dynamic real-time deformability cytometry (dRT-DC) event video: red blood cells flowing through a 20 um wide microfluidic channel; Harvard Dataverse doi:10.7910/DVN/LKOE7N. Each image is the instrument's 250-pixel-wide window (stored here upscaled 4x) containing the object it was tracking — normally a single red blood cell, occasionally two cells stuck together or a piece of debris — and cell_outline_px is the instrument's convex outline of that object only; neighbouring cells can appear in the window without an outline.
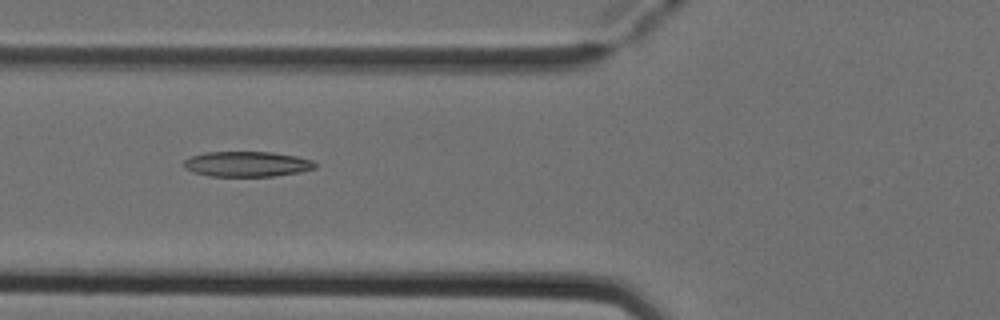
{"species": "Egyptian fruit bat (a non-hibernating species)", "species_latin": "Rousettus aegyptiacus", "temperature_condition": "cold", "stored_images_in_passage": 7, "camera_frame_rate_fps": 3000, "um_per_image_px": 0.085, "animal": {"sex": "female"}, "frame": {"image": 1, "passage_image": 5, "time_ms": 1.333, "image_size_px": [1000, 320], "cell_outline_px": [[316, 168], [300, 172], [272, 176], [208, 176], [192, 172], [184, 168], [184, 160], [192, 156], [204, 152], [272, 152], [296, 156], [312, 160], [316, 164]], "centroid_in_image_um": [20.98, 13.94], "position_along_channel_um": 104.8, "area_um2": 19.36}}
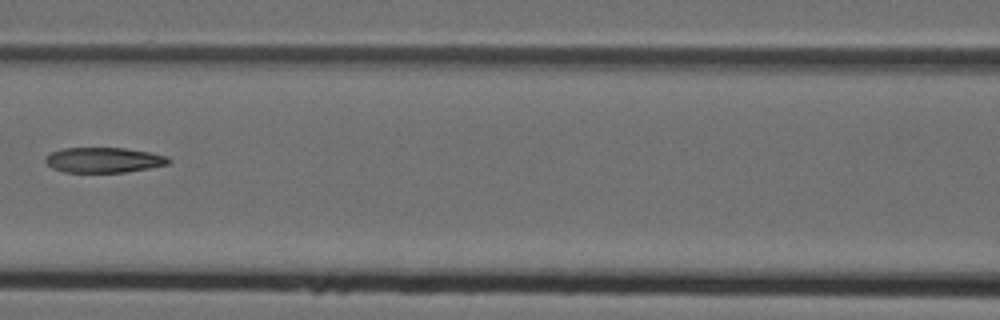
{"frame": {"image": 2, "passage_image": 6, "time_ms": 1.667, "image_size_px": [1000, 320], "cell_outline_px": [[172, 160], [168, 164], [148, 168], [124, 172], [64, 172], [52, 168], [44, 160], [44, 156], [60, 148], [124, 148], [148, 152], [168, 156]], "centroid_in_image_um": [8.79, 13.59], "position_along_channel_um": 157.8, "area_um2": 18.09}}
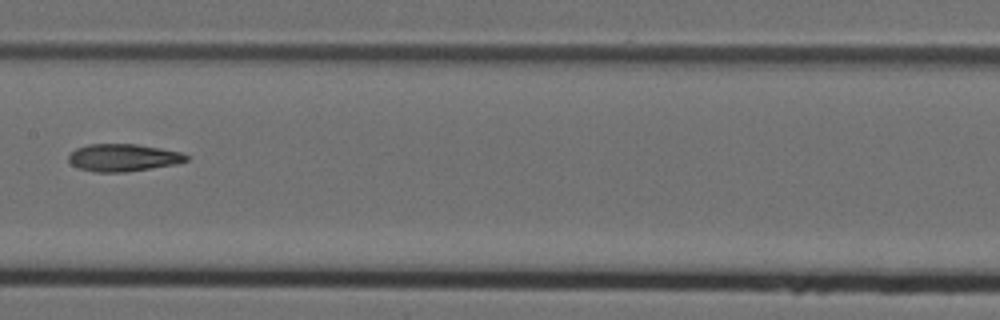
{"frame": {"image": 3, "passage_image": 7, "time_ms": 2.0, "image_size_px": [1000, 320], "cell_outline_px": [[188, 160], [176, 164], [124, 172], [96, 172], [80, 168], [72, 164], [68, 160], [68, 156], [76, 148], [88, 144], [136, 144], [160, 148], [180, 152], [188, 156]], "centroid_in_image_um": [10.46, 13.39], "position_along_channel_um": 196.9, "area_um2": 18.61}}